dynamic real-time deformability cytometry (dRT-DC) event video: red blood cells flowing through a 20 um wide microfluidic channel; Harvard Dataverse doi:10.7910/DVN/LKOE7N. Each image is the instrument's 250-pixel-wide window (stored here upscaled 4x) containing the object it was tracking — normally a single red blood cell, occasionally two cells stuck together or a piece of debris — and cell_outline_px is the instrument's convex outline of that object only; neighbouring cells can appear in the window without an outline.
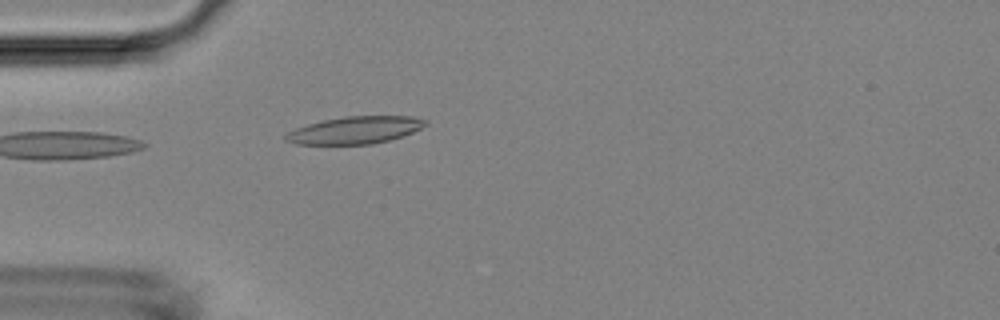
{"species": "Egyptian fruit bat (a non-hibernating species)", "species_latin": "Rousettus aegyptiacus", "temperature_condition": "room temperature", "stored_images_in_passage": 3, "camera_frame_rate_fps": 3000, "um_per_image_px": 0.085, "animal": {"sex": "female"}, "frame": {"image": 1, "passage_image": 3, "time_ms": 3.0, "image_size_px": [1000, 320], "cell_outline_px": [[428, 124], [412, 132], [388, 140], [372, 144], [296, 144], [284, 140], [284, 136], [288, 132], [296, 128], [308, 124], [324, 120], [344, 116], [412, 116], [428, 120]], "centroid_in_image_um": [30.18, 11.05], "position_along_channel_um": 54.8, "area_um2": 22.08}}